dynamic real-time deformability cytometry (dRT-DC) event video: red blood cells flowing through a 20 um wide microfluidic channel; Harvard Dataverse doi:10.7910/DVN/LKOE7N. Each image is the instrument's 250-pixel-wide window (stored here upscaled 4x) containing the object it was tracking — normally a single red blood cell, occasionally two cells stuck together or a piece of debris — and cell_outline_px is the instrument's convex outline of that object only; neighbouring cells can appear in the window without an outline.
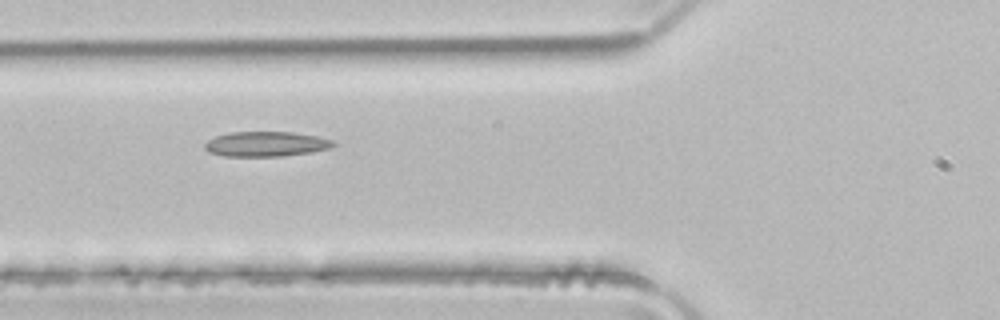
{"species": "common noctule bat (a hibernating species)", "species_latin": "Nyctalus noctula", "temperature_condition": "room temperature", "stored_images_in_passage": 5, "camera_frame_rate_fps": 3000, "um_per_image_px": 0.085, "animal": {"sex": "male", "body_mass_g": 21.5, "forearm_length_mm": 52.0}, "frame": {"image": 1, "passage_image": 4, "time_ms": 1.0, "image_size_px": [1000, 320], "cell_outline_px": [[336, 144], [328, 148], [312, 152], [280, 156], [224, 156], [208, 152], [204, 148], [204, 144], [208, 140], [216, 136], [232, 132], [292, 132], [316, 136], [332, 140]], "centroid_in_image_um": [22.58, 12.24], "position_along_channel_um": 103.2, "area_um2": 18.55}}
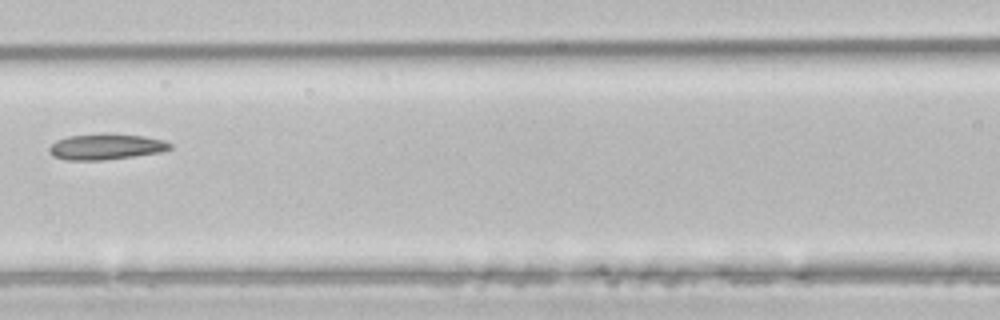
{"frame": {"image": 2, "passage_image": 5, "time_ms": 1.333, "image_size_px": [1000, 320], "cell_outline_px": [[172, 148], [160, 152], [136, 156], [104, 160], [68, 160], [52, 156], [48, 152], [48, 148], [56, 140], [68, 136], [100, 132], [104, 132], [144, 136], [164, 140], [172, 144]], "centroid_in_image_um": [8.99, 12.45], "position_along_channel_um": 157.6, "area_um2": 18.61}}